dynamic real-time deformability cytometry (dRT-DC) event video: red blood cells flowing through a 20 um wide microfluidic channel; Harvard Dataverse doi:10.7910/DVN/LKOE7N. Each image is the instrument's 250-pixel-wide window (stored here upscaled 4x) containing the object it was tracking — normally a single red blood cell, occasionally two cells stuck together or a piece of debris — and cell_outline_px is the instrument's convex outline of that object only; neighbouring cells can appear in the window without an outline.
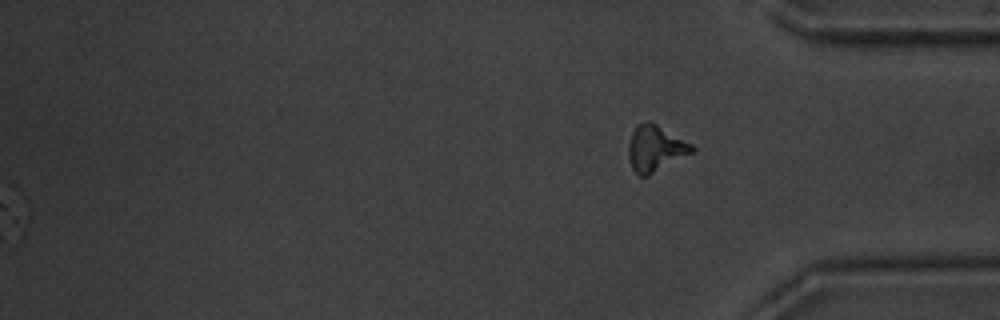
{"species": "common noctule bat (a hibernating species)", "species_latin": "Nyctalus noctula", "temperature_condition": "warm", "stored_images_in_passage": 53, "segment_of_instrument_passage": [2, 2], "camera_frame_rate_fps": 3000, "um_per_image_px": 0.085, "animal": {"sex": "male", "body_mass_g": 20.1, "forearm_length_mm": 53.5}, "frame": {"image": 1, "passage_image": 53, "time_ms": 17.333, "image_size_px": [1000, 320], "cell_outline_px": [[696, 152], [648, 176], [640, 176], [632, 168], [628, 156], [628, 144], [632, 132], [636, 124], [648, 120], [656, 124], [692, 144], [696, 148]], "centroid_in_image_um": [55.73, 12.62], "position_along_channel_um": 379.5, "area_um2": 17.28}}